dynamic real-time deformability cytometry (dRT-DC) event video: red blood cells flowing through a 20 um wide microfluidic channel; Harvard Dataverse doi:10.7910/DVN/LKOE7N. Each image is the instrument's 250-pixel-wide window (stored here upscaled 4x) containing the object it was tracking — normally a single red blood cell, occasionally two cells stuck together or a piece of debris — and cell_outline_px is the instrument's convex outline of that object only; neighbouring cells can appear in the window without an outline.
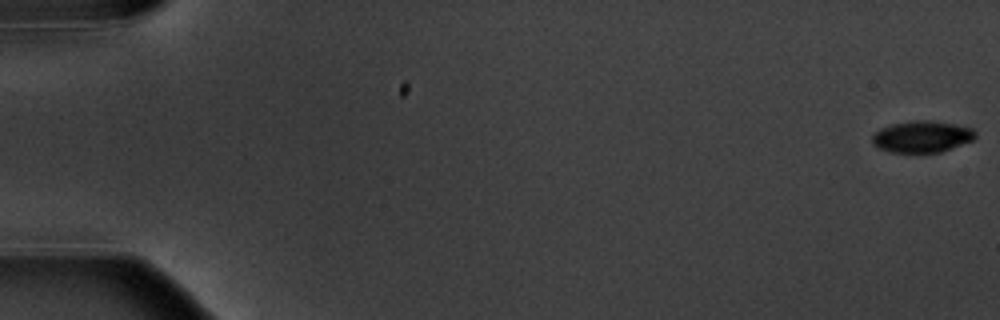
{"species": "common noctule bat (a hibernating species)", "species_latin": "Nyctalus noctula", "temperature_condition": "warm", "stored_images_in_passage": 7, "camera_frame_rate_fps": 3000, "um_per_image_px": 0.085, "animal": {"sex": "male", "body_mass_g": 20.1, "forearm_length_mm": 53.5}, "frame": {"image": 1, "passage_image": 1, "time_ms": 0.0, "image_size_px": [1000, 320], "cell_outline_px": [[976, 136], [972, 140], [952, 148], [940, 152], [888, 152], [872, 144], [872, 136], [880, 128], [892, 124], [912, 120], [928, 120], [956, 124], [972, 128], [976, 132]], "centroid_in_image_um": [78.36, 11.6], "position_along_channel_um": 6.6, "area_um2": 18.96}}
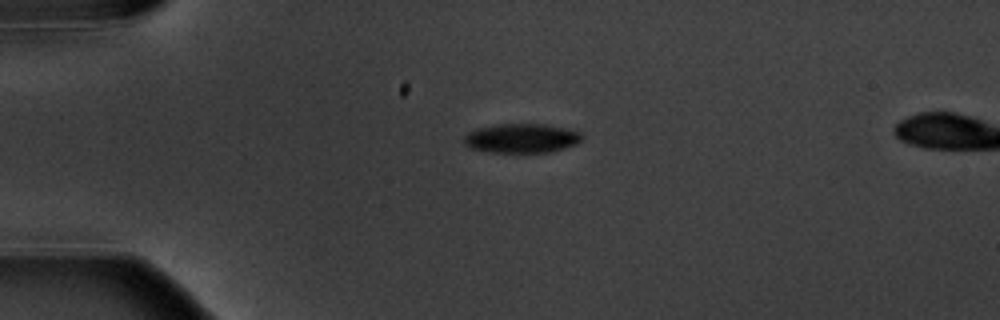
{"frame": {"image": 2, "passage_image": 5, "time_ms": 4.667, "image_size_px": [1000, 320], "cell_outline_px": [[584, 140], [576, 144], [552, 152], [492, 152], [472, 148], [464, 144], [464, 136], [468, 132], [476, 128], [496, 124], [544, 124], [572, 128], [580, 132], [584, 136]], "centroid_in_image_um": [44.4, 11.73], "position_along_channel_um": 40.6, "area_um2": 20.4}}